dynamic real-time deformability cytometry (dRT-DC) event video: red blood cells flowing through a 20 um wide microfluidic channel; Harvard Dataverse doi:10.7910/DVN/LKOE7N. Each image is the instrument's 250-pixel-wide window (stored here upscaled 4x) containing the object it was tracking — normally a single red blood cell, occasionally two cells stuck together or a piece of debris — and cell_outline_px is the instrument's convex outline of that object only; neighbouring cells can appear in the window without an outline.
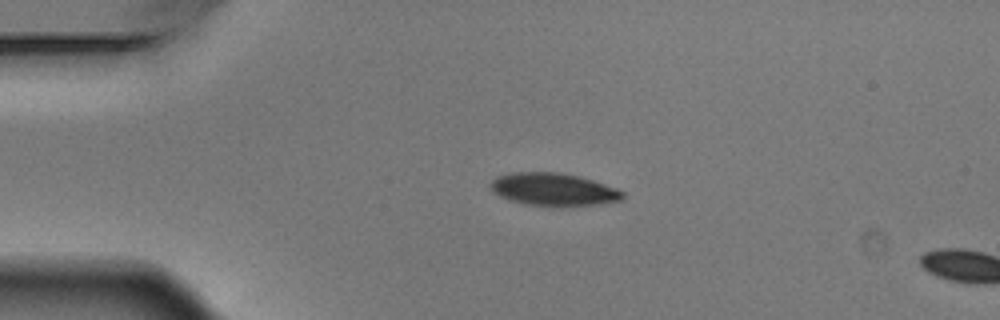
{"species": "Egyptian fruit bat (a non-hibernating species)", "species_latin": "Rousettus aegyptiacus", "temperature_condition": "warm", "stored_images_in_passage": 2, "camera_frame_rate_fps": 3000, "um_per_image_px": 0.085, "animal": {"sex": "male"}, "frame": {"image": 1, "passage_image": 1, "time_ms": 0.0, "image_size_px": [1000, 320], "cell_outline_px": [[624, 196], [620, 200], [592, 204], [560, 208], [556, 208], [524, 204], [508, 200], [492, 192], [492, 180], [496, 176], [512, 172], [560, 172], [592, 180], [616, 188], [624, 192]], "centroid_in_image_um": [47.0, 16.12], "position_along_channel_um": 38.0, "area_um2": 25.37}}